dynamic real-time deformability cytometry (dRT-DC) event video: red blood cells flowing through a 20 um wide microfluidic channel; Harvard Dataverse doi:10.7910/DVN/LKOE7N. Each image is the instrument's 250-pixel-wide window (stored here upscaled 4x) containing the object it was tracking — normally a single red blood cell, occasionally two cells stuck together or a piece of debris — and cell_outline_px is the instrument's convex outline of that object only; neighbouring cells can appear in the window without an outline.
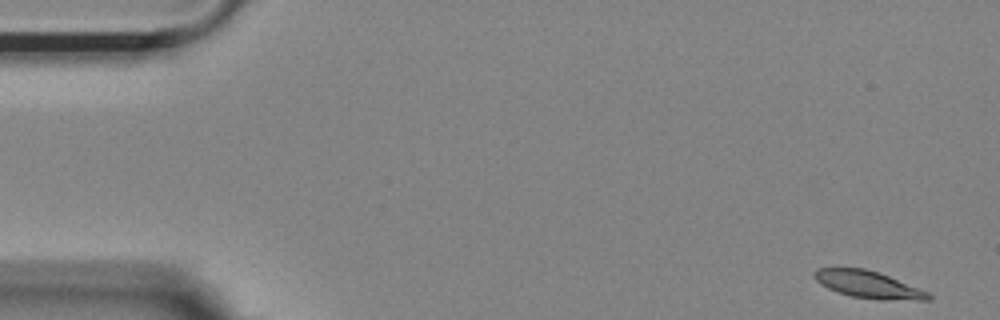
{"species": "Egyptian fruit bat (a non-hibernating species)", "species_latin": "Rousettus aegyptiacus", "temperature_condition": "room temperature", "stored_images_in_passage": 53, "camera_frame_rate_fps": 3000, "um_per_image_px": 0.085, "animal": {"sex": "female"}, "frame": {"image": 1, "passage_image": 1, "time_ms": 0.0, "image_size_px": [1000, 320], "cell_outline_px": [[932, 300], [880, 300], [852, 296], [836, 292], [820, 284], [812, 276], [812, 272], [816, 268], [864, 268], [880, 272], [928, 292], [932, 296]], "centroid_in_image_um": [73.78, 24.18], "position_along_channel_um": 11.2, "area_um2": 18.21}}
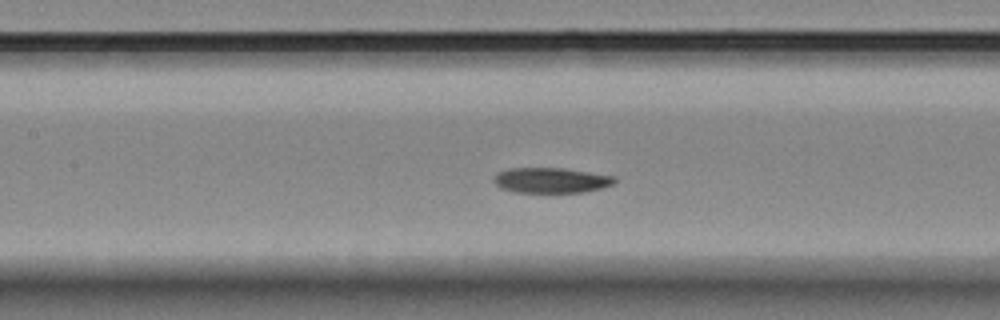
{"frame": {"image": 2, "passage_image": 23, "time_ms": 7.333, "image_size_px": [1000, 320], "cell_outline_px": [[616, 180], [612, 184], [600, 188], [584, 192], [512, 192], [500, 188], [492, 180], [500, 172], [508, 168], [564, 168], [616, 176]], "centroid_in_image_um": [46.84, 15.32], "position_along_channel_um": 160.6, "area_um2": 17.74}}
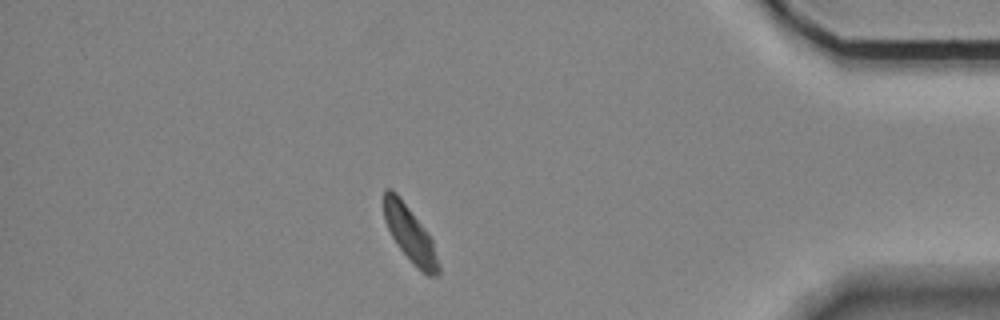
{"frame": {"image": 3, "passage_image": 46, "time_ms": 15.0, "image_size_px": [1000, 320], "cell_outline_px": [[440, 276], [428, 276], [420, 272], [416, 268], [396, 244], [384, 220], [384, 188], [392, 188], [400, 196], [428, 232], [432, 240], [440, 268]], "centroid_in_image_um": [34.85, 19.91], "position_along_channel_um": 400.3, "area_um2": 17.92}, "authors_computed_cell_mechanics": {"area_um2": 18.496, "velocity_mm_per_s": 3.6373, "shape_relaxation_time_tau1_ms": 2.9756, "shape_relaxation_time_tau2_ms": 7.1621, "deformation_change_tau1": 0.1135, "deformation_change_tau2": 0.0686}}